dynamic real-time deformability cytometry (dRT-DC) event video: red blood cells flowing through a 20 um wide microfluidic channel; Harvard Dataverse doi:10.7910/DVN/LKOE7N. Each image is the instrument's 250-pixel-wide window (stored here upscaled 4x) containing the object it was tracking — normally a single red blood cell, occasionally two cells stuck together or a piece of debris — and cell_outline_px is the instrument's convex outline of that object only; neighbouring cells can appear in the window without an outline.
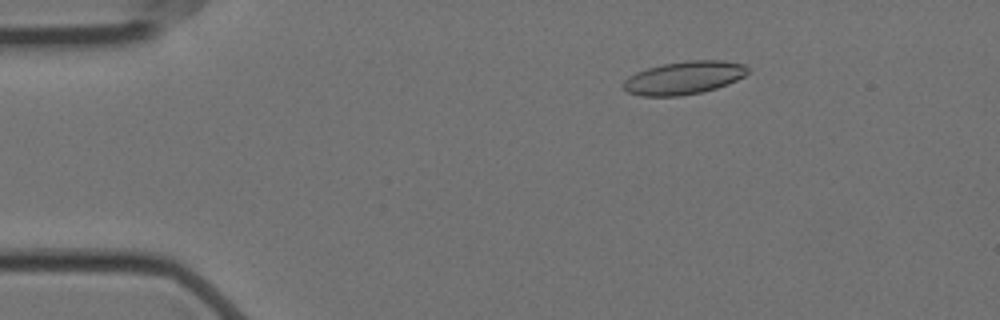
{"species": "Egyptian fruit bat (a non-hibernating species)", "species_latin": "Rousettus aegyptiacus", "temperature_condition": "cold", "stored_images_in_passage": 50, "camera_frame_rate_fps": 3000, "um_per_image_px": 0.085, "animal": {"sex": "female"}, "frame": {"image": 1, "passage_image": 2, "time_ms": 0.333, "image_size_px": [1000, 320], "cell_outline_px": [[748, 72], [744, 76], [728, 84], [704, 92], [680, 96], [640, 96], [628, 92], [624, 88], [624, 80], [628, 76], [636, 72], [648, 68], [664, 64], [688, 60], [724, 60], [744, 64], [748, 68]], "centroid_in_image_um": [58.15, 6.61], "position_along_channel_um": 26.9, "area_um2": 23.99}}
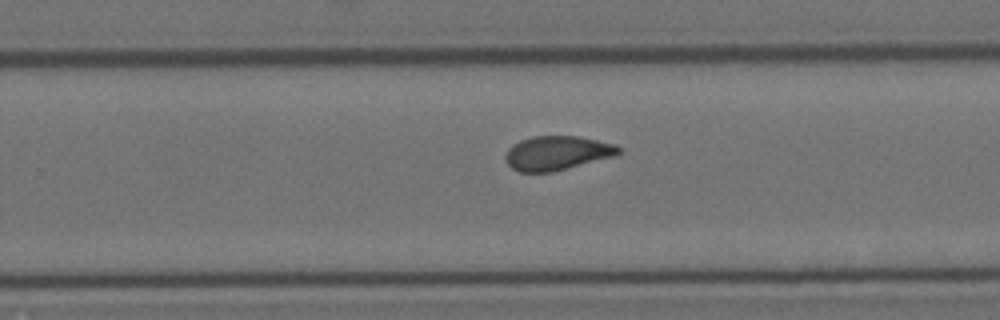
{"frame": {"image": 2, "passage_image": 29, "time_ms": 9.333, "image_size_px": [1000, 320], "cell_outline_px": [[620, 152], [616, 156], [552, 172], [520, 172], [512, 168], [508, 164], [504, 156], [508, 148], [512, 144], [520, 140], [532, 136], [576, 136], [616, 144], [620, 148]], "centroid_in_image_um": [47.34, 13.01], "position_along_channel_um": 282.5, "area_um2": 22.6}}
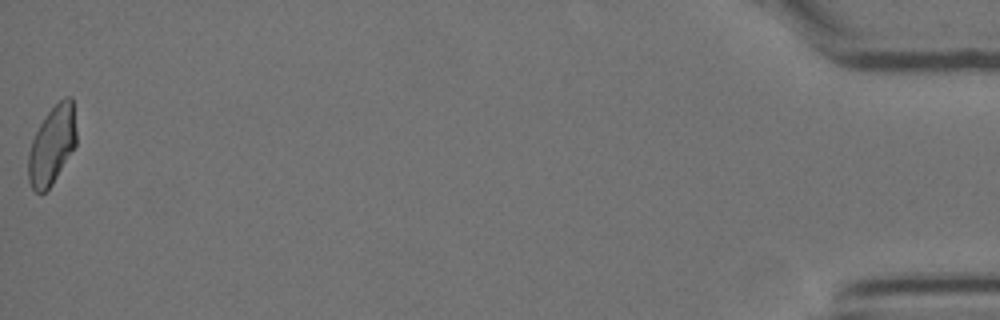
{"frame": {"image": 3, "passage_image": 50, "time_ms": 16.333, "image_size_px": [1000, 320], "cell_outline_px": [[76, 144], [52, 184], [40, 196], [32, 188], [28, 180], [28, 152], [32, 140], [40, 124], [48, 112], [64, 96], [72, 96], [76, 132]], "centroid_in_image_um": [4.41, 12.35], "position_along_channel_um": 430.8, "area_um2": 21.79}, "authors_computed_cell_mechanics": {"area_um2": 22.8021, "velocity_mm_per_s": 3.5156, "shape_relaxation_time_tau1_ms": 10.7656, "shape_relaxation_time_tau2_ms": 1.515, "deformation_change_tau1": 0.2046, "deformation_change_tau2": 0.07}}